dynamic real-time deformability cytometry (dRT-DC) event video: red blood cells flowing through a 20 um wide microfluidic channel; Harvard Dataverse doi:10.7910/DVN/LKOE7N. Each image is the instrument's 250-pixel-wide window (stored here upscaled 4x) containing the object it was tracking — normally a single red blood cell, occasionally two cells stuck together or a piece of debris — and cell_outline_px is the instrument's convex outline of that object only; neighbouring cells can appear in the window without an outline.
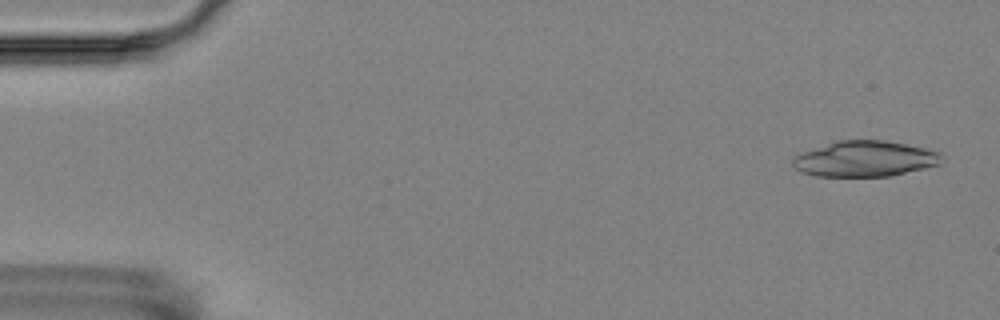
{"species": "Egyptian fruit bat (a non-hibernating species)", "species_latin": "Rousettus aegyptiacus", "temperature_condition": "room temperature", "stored_images_in_passage": 4, "camera_frame_rate_fps": 3000, "um_per_image_px": 0.085, "animal": {"sex": "female"}, "frame": {"image": 1, "passage_image": 1, "time_ms": 0.0, "image_size_px": [1000, 320], "cell_outline_px": [[940, 164], [924, 168], [888, 176], [816, 176], [800, 172], [792, 164], [792, 160], [796, 156], [804, 152], [836, 140], [884, 140], [924, 148], [940, 152]], "centroid_in_image_um": [73.49, 13.5], "position_along_channel_um": 11.5, "area_um2": 30.58}}